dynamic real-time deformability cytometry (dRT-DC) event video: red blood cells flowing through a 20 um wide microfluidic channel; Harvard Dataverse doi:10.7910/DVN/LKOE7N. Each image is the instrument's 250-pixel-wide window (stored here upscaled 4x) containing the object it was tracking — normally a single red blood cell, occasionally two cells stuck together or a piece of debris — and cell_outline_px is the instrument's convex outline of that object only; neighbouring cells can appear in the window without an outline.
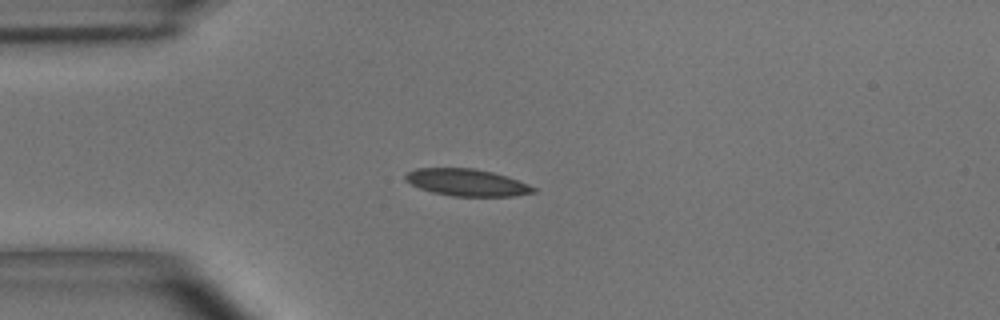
{"species": "common noctule bat (a hibernating species)", "species_latin": "Nyctalus noctula", "temperature_condition": "room temperature", "stored_images_in_passage": 42, "camera_frame_rate_fps": 3000, "um_per_image_px": 0.085, "animal": {"sex": "male", "body_mass_g": 15.6}, "frame": {"image": 1, "passage_image": 1, "time_ms": 0.0, "image_size_px": [1000, 320], "cell_outline_px": [[536, 192], [512, 196], [452, 196], [432, 192], [420, 188], [404, 180], [404, 176], [408, 172], [416, 168], [472, 168], [492, 172], [528, 184], [536, 188]], "centroid_in_image_um": [39.65, 15.51], "position_along_channel_um": 45.4, "area_um2": 19.94}}
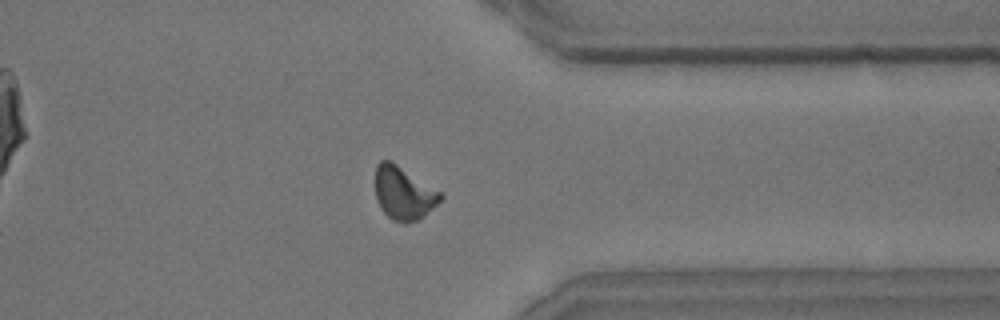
{"frame": {"image": 2, "passage_image": 30, "time_ms": 9.667, "image_size_px": [1000, 320], "cell_outline_px": [[444, 196], [424, 216], [416, 220], [404, 224], [392, 220], [380, 208], [376, 200], [376, 164], [380, 160], [392, 160], [440, 192]], "centroid_in_image_um": [34.28, 16.41], "position_along_channel_um": 377.1, "area_um2": 20.11}}
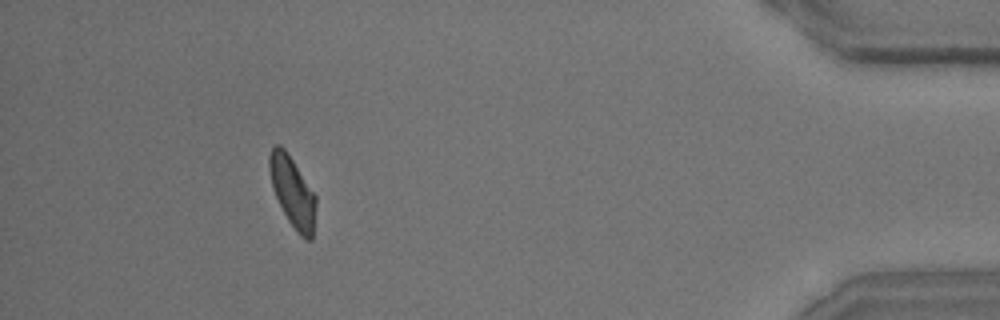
{"frame": {"image": 3, "passage_image": 37, "time_ms": 12.0, "image_size_px": [1000, 320], "cell_outline_px": [[316, 204], [312, 240], [304, 240], [296, 232], [288, 220], [272, 188], [268, 168], [268, 156], [272, 148], [276, 144], [280, 144], [284, 148], [316, 196]], "centroid_in_image_um": [24.85, 16.33], "position_along_channel_um": 410.3, "area_um2": 18.96}, "authors_computed_cell_mechanics": {"area_um2": 19.9121, "velocity_mm_per_s": 3.659, "shape_relaxation_time_tau1_ms": 4.6152, "shape_relaxation_time_tau2_ms": 2.0082, "deformation_change_tau1": 0.1455, "deformation_change_tau2": 0.0827}}